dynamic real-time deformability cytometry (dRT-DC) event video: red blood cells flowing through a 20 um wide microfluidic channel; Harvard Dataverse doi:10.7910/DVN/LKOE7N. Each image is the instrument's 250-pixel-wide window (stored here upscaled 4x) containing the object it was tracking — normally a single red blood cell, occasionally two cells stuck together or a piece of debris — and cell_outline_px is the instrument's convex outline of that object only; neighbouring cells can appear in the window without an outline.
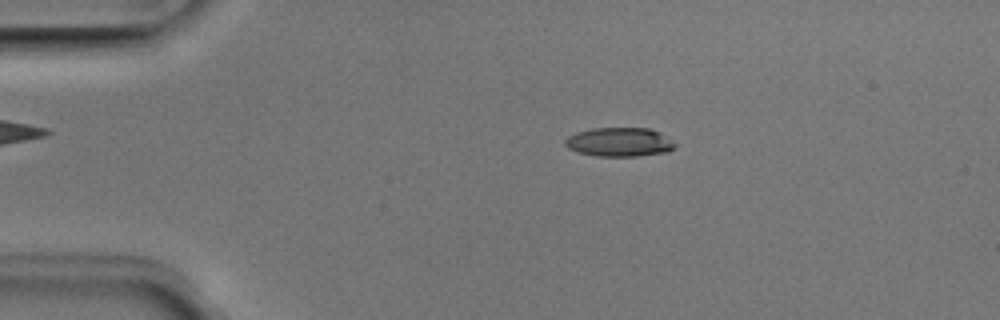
{"species": "Egyptian fruit bat (a non-hibernating species)", "species_latin": "Rousettus aegyptiacus", "temperature_condition": "room temperature", "stored_images_in_passage": 46, "camera_frame_rate_fps": 3000, "um_per_image_px": 0.085, "animal": {"sex": "male"}, "frame": {"image": 1, "passage_image": 5, "time_ms": 1.333, "image_size_px": [1000, 320], "cell_outline_px": [[676, 148], [668, 152], [636, 156], [596, 156], [576, 152], [568, 148], [564, 144], [564, 140], [568, 136], [576, 132], [592, 128], [648, 128], [664, 136], [676, 144]], "centroid_in_image_um": [52.6, 12.08], "position_along_channel_um": 32.4, "area_um2": 18.55}}
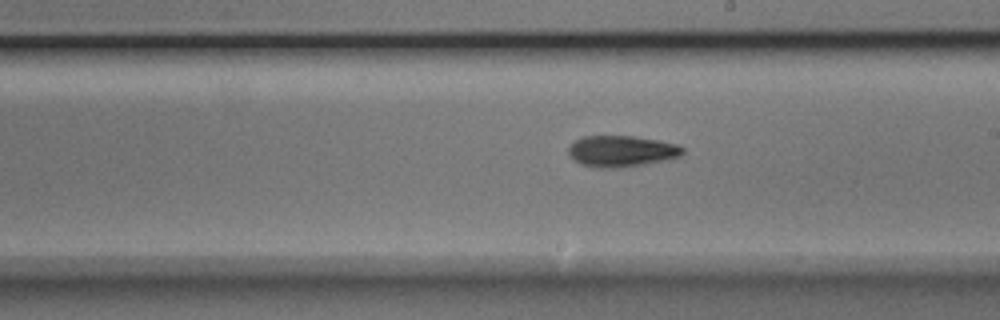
{"frame": {"image": 2, "passage_image": 24, "time_ms": 7.667, "image_size_px": [1000, 320], "cell_outline_px": [[684, 152], [680, 156], [668, 160], [620, 168], [600, 168], [580, 164], [568, 156], [568, 148], [576, 140], [584, 136], [632, 136], [680, 144], [684, 148]], "centroid_in_image_um": [52.84, 12.86], "position_along_channel_um": 236.2, "area_um2": 20.92}}
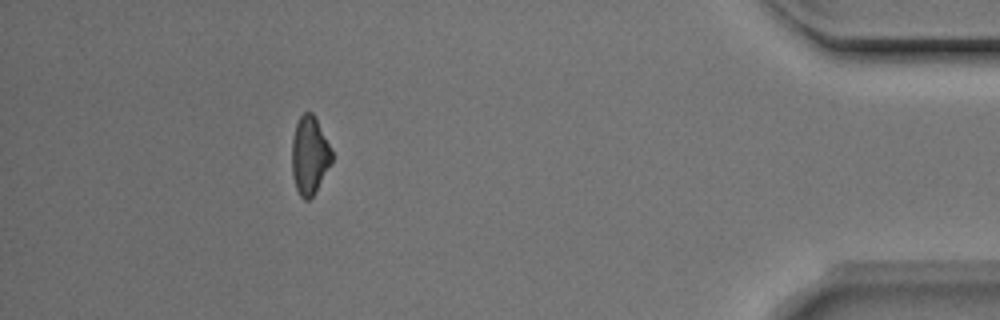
{"frame": {"image": 3, "passage_image": 41, "time_ms": 13.333, "image_size_px": [1000, 320], "cell_outline_px": [[332, 160], [312, 196], [308, 200], [304, 200], [300, 196], [296, 188], [292, 172], [292, 140], [296, 124], [300, 116], [304, 112], [312, 112], [316, 116], [332, 152]], "centroid_in_image_um": [26.29, 13.17], "position_along_channel_um": 408.9, "area_um2": 17.86}, "authors_computed_cell_mechanics": {"area_um2": 19.1896, "velocity_mm_per_s": 3.9874, "shape_relaxation_time_tau1_ms": 4.9653, "shape_relaxation_time_tau2_ms": 6.9383, "deformation_change_tau1": 0.1765, "deformation_change_tau2": 0.2001}}